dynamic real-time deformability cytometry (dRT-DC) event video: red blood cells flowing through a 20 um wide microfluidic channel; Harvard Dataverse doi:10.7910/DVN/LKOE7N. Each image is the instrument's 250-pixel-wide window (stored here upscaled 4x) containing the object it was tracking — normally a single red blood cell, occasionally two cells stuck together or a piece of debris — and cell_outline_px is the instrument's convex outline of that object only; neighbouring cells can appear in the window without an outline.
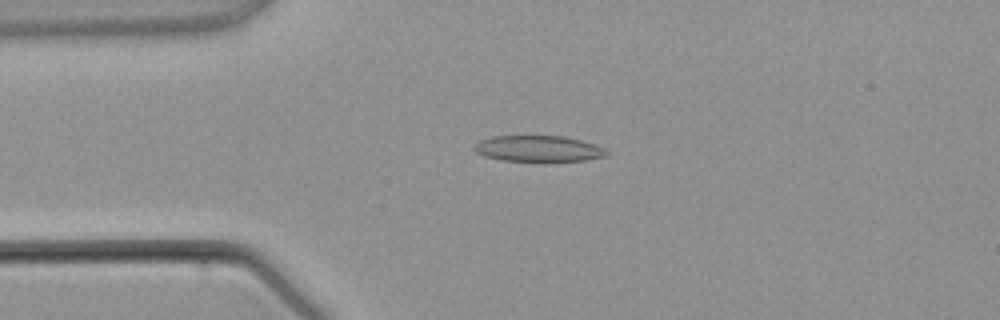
{"species": "common noctule bat (a hibernating species)", "species_latin": "Nyctalus noctula", "temperature_condition": "warm", "stored_images_in_passage": 4, "camera_frame_rate_fps": 3000, "um_per_image_px": 0.085, "animal": {"sex": "male", "body_mass_g": 21.5, "forearm_length_mm": 52.0}, "frame": {"image": 1, "passage_image": 3, "time_ms": 2.667, "image_size_px": [1000, 320], "cell_outline_px": [[608, 156], [584, 160], [544, 164], [500, 160], [484, 156], [476, 152], [472, 148], [480, 140], [492, 136], [564, 136], [596, 144], [604, 148], [608, 152]], "centroid_in_image_um": [45.78, 12.68], "position_along_channel_um": 39.2, "area_um2": 21.04}}